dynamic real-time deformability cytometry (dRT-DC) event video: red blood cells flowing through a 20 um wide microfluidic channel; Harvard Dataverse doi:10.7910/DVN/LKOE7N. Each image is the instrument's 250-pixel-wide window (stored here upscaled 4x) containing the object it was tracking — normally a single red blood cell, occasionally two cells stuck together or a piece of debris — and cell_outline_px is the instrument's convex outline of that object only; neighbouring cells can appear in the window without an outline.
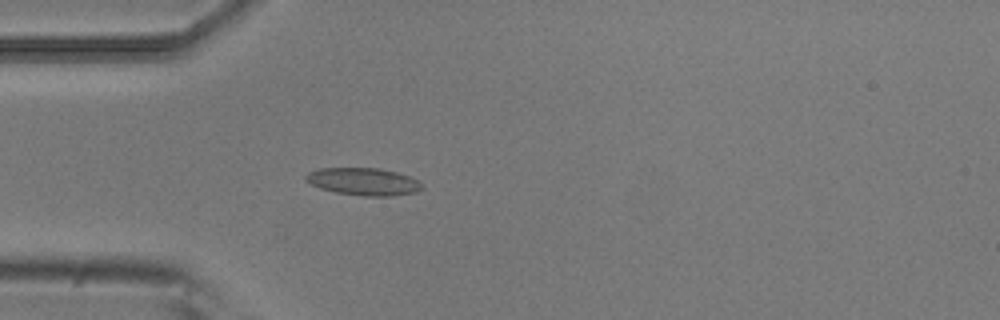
{"species": "common noctule bat (a hibernating species)", "species_latin": "Nyctalus noctula", "temperature_condition": "room temperature", "stored_images_in_passage": 4, "camera_frame_rate_fps": 3000, "um_per_image_px": 0.085, "animal": {"sex": "male", "body_mass_g": 20.5, "forearm_length_mm": 52.5}, "frame": {"image": 1, "passage_image": 4, "time_ms": 1.0, "image_size_px": [1000, 320], "cell_outline_px": [[424, 188], [416, 192], [392, 196], [364, 196], [336, 192], [320, 188], [304, 180], [304, 176], [308, 172], [320, 168], [380, 168], [396, 172], [408, 176], [424, 184]], "centroid_in_image_um": [30.9, 15.43], "position_along_channel_um": 54.1, "area_um2": 18.61}}